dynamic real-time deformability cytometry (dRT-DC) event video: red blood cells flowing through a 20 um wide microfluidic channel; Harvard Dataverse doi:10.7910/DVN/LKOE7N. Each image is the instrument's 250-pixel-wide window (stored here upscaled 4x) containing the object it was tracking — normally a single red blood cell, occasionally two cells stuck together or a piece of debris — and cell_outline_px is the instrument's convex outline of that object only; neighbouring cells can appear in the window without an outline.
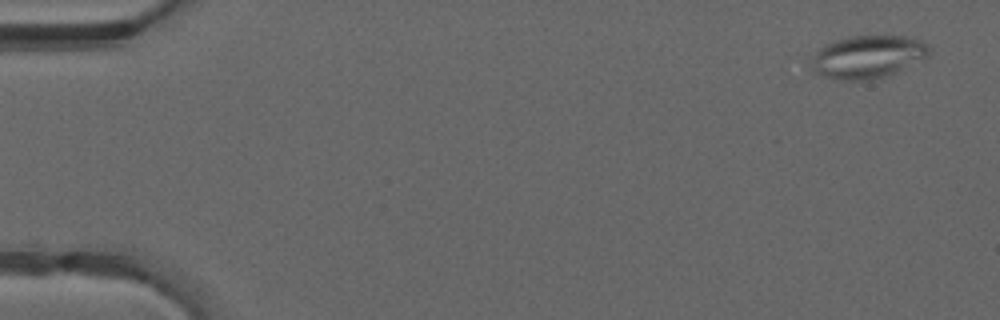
{"species": "common noctule bat (a hibernating species)", "species_latin": "Nyctalus noctula", "temperature_condition": "warm", "stored_images_in_passage": 15, "camera_frame_rate_fps": 3000, "um_per_image_px": 0.085, "animal": {"sex": "male", "forearm_length_mm": 52.5}, "frame": {"image": 1, "passage_image": 3, "time_ms": 0.667, "image_size_px": [1000, 320], "cell_outline_px": [[928, 56], [892, 76], [868, 80], [840, 80], [824, 76], [812, 72], [800, 60], [820, 48], [836, 40], [848, 36], [904, 36], [920, 40], [928, 44]], "centroid_in_image_um": [73.62, 4.86], "position_along_channel_um": 11.4, "area_um2": 30.46}}